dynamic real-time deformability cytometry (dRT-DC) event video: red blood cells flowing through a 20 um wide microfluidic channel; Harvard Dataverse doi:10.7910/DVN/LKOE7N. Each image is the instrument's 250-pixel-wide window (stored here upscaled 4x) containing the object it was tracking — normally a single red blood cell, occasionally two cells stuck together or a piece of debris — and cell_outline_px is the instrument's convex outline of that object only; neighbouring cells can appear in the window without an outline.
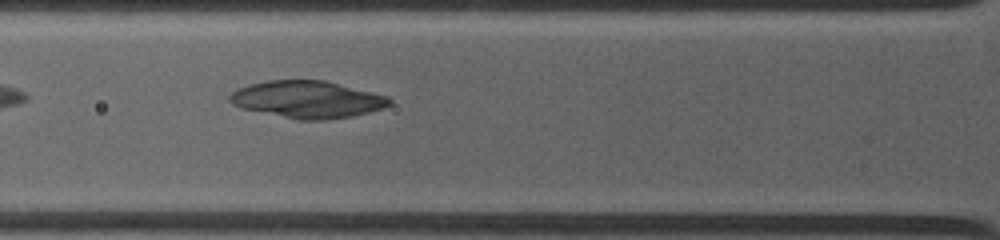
{"species": "common noctule bat (a hibernating species)", "species_latin": "Nyctalus noctula", "temperature_condition": "warm", "stored_images_in_passage": 21, "camera_frame_rate_fps": 4500, "um_per_image_px": 0.085, "animal": {"sex": "female", "body_mass_g": 19.0, "forearm_length_mm": 53.3}, "frame": {"image": 1, "passage_image": 10, "time_ms": 3.111, "image_size_px": [1000, 240], "cell_outline_px": [[392, 104], [368, 112], [352, 116], [324, 120], [300, 120], [240, 108], [232, 104], [228, 100], [228, 96], [236, 88], [248, 84], [268, 80], [324, 80], [388, 96], [392, 100]], "centroid_in_image_um": [26.08, 8.45], "position_along_channel_um": 99.7, "area_um2": 34.56}}